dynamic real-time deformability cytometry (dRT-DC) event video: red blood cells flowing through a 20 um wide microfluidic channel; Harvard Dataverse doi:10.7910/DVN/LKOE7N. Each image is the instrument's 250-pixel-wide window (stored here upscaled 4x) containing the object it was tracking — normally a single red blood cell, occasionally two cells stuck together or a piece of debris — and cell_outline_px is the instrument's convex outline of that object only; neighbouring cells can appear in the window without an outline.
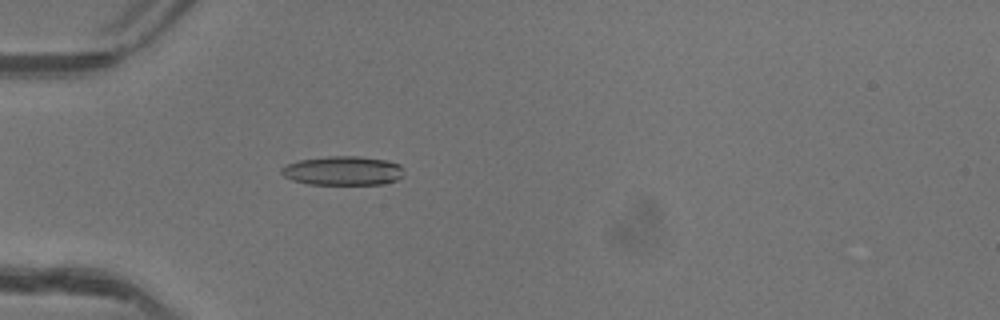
{"species": "common noctule bat (a hibernating species)", "species_latin": "Nyctalus noctula", "temperature_condition": "warm", "stored_images_in_passage": 52, "camera_frame_rate_fps": 3000, "um_per_image_px": 0.085, "animal": {"sex": "female"}, "frame": {"image": 1, "passage_image": 17, "time_ms": 5.333, "image_size_px": [1000, 320], "cell_outline_px": [[404, 176], [396, 180], [384, 184], [308, 184], [292, 180], [284, 176], [280, 172], [280, 168], [288, 164], [300, 160], [328, 156], [356, 156], [384, 160], [400, 164], [404, 168]], "centroid_in_image_um": [29.17, 14.52], "position_along_channel_um": 55.8, "area_um2": 20.81}}
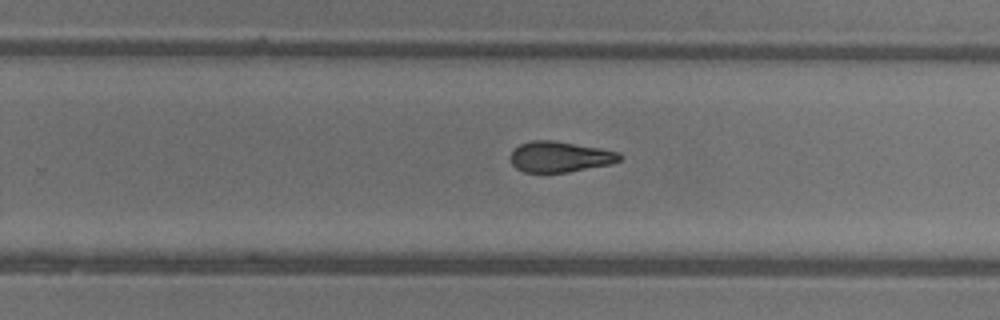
{"frame": {"image": 2, "passage_image": 34, "time_ms": 11.0, "image_size_px": [1000, 320], "cell_outline_px": [[620, 160], [612, 164], [568, 172], [524, 172], [516, 168], [512, 164], [508, 156], [520, 144], [532, 140], [552, 140], [600, 148], [620, 152]], "centroid_in_image_um": [47.58, 13.33], "position_along_channel_um": 282.2, "area_um2": 19.54}}
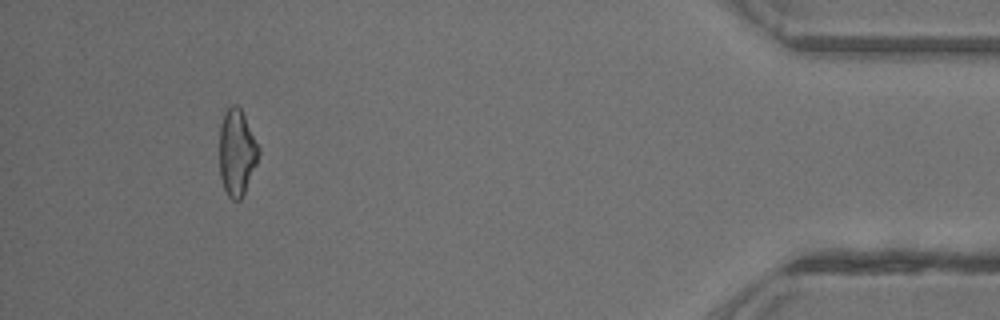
{"frame": {"image": 3, "passage_image": 48, "time_ms": 15.667, "image_size_px": [1000, 320], "cell_outline_px": [[260, 152], [256, 164], [244, 192], [240, 200], [232, 200], [228, 196], [224, 188], [220, 176], [220, 124], [228, 108], [232, 104], [236, 104], [240, 108], [260, 148]], "centroid_in_image_um": [20.13, 12.97], "position_along_channel_um": 415.1, "area_um2": 19.42}, "authors_computed_cell_mechanics": {"area_um2": 20.2011, "velocity_mm_per_s": 4.1688, "shape_relaxation_time_tau1_ms": null, "shape_relaxation_time_tau2_ms": 3.8759, "deformation_change_tau1": null, "deformation_change_tau2": 0.1353}}